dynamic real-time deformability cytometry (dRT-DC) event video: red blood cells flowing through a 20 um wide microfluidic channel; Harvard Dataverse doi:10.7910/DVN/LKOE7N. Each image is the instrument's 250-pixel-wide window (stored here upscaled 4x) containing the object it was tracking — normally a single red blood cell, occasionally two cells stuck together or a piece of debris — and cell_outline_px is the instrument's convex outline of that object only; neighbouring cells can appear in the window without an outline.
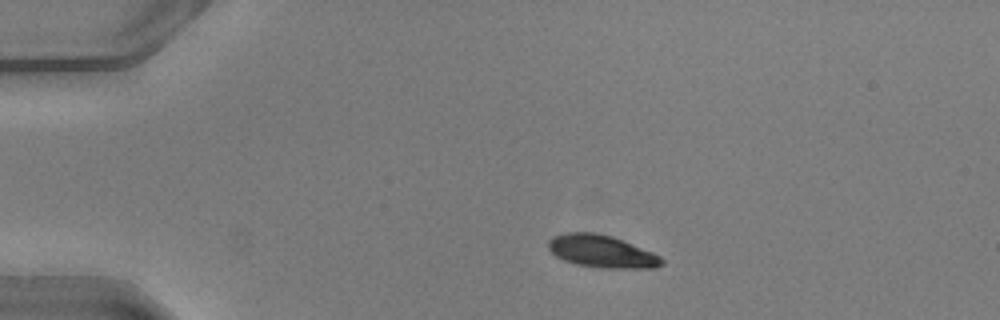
{"species": "common noctule bat (a hibernating species)", "species_latin": "Nyctalus noctula", "temperature_condition": "warm", "stored_images_in_passage": 41, "camera_frame_rate_fps": 3000, "um_per_image_px": 0.085, "animal": {"sex": "male", "body_mass_g": 20.5, "forearm_length_mm": 52.5}, "frame": {"image": 1, "passage_image": 1, "time_ms": 0.0, "image_size_px": [1000, 320], "cell_outline_px": [[664, 264], [656, 268], [604, 268], [576, 264], [564, 260], [556, 256], [548, 248], [548, 240], [552, 236], [568, 232], [596, 232], [612, 236], [652, 252], [660, 256], [664, 260]], "centroid_in_image_um": [51.14, 21.36], "position_along_channel_um": 33.9, "area_um2": 21.5}}
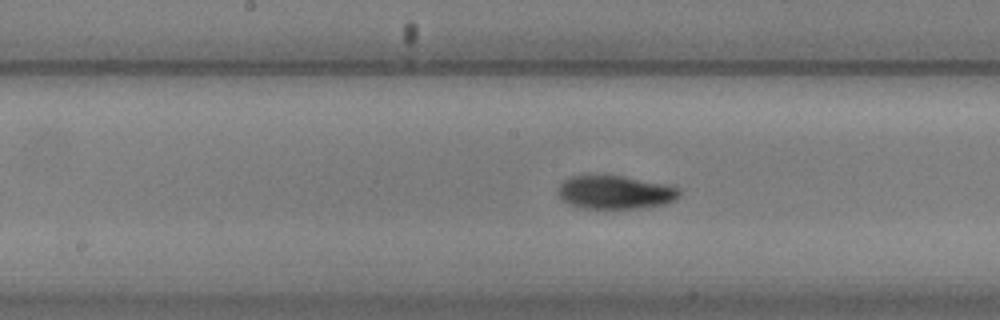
{"frame": {"image": 2, "passage_image": 17, "time_ms": 5.333, "image_size_px": [1000, 320], "cell_outline_px": [[680, 196], [676, 200], [664, 204], [640, 208], [584, 208], [572, 204], [564, 200], [556, 192], [560, 184], [568, 176], [620, 176], [668, 184], [680, 188]], "centroid_in_image_um": [52.33, 16.34], "position_along_channel_um": 195.9, "area_um2": 23.47}}
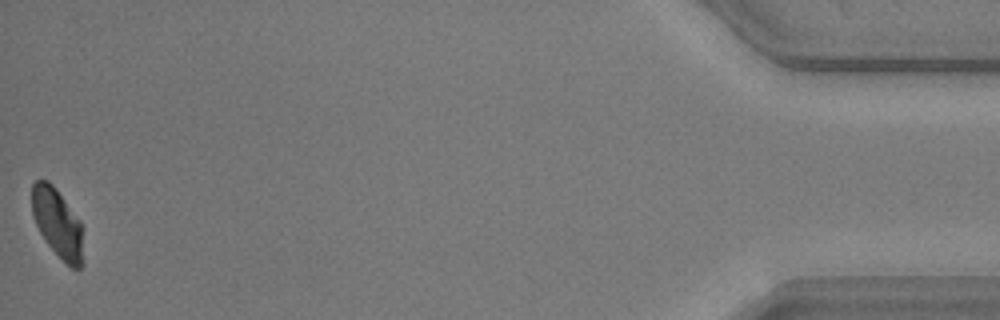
{"frame": {"image": 3, "passage_image": 41, "time_ms": 13.333, "image_size_px": [1000, 320], "cell_outline_px": [[84, 264], [80, 268], [72, 268], [48, 244], [40, 232], [36, 224], [32, 212], [32, 184], [36, 180], [48, 180], [56, 188], [80, 220], [84, 260]], "centroid_in_image_um": [4.9, 18.95], "position_along_channel_um": 430.3, "area_um2": 20.4}, "authors_computed_cell_mechanics": {"area_um2": 22.8888, "velocity_mm_per_s": 4.044, "shape_relaxation_time_tau1_ms": 2.875, "shape_relaxation_time_tau2_ms": null, "deformation_change_tau1": 0.1081, "deformation_change_tau2": null}}